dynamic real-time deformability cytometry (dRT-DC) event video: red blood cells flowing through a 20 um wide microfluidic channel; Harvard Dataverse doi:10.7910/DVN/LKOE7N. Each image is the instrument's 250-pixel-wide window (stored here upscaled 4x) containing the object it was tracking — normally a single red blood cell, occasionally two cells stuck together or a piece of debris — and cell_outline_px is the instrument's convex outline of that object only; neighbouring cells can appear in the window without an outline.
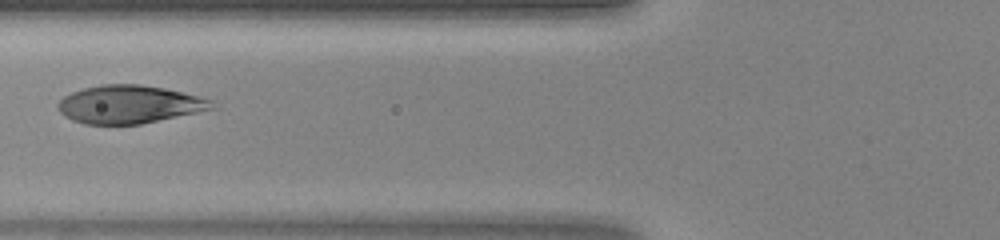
{"species": "human", "species_latin": "Homo sapiens", "temperature_condition": "warm", "stored_images_in_passage": 43, "segment_of_instrument_passage": [2, 2], "camera_frame_rate_fps": 3000, "um_per_image_px": 0.085, "donor": {"sex": "female"}, "frame": {"image": 1, "passage_image": 16, "time_ms": 5.0, "image_size_px": [1000, 240], "cell_outline_px": [[216, 108], [140, 124], [84, 124], [72, 120], [64, 116], [56, 108], [56, 104], [64, 96], [72, 92], [84, 88], [100, 84], [140, 84], [164, 88], [212, 100]], "centroid_in_image_um": [10.93, 8.87], "position_along_channel_um": 114.9, "area_um2": 33.99}}
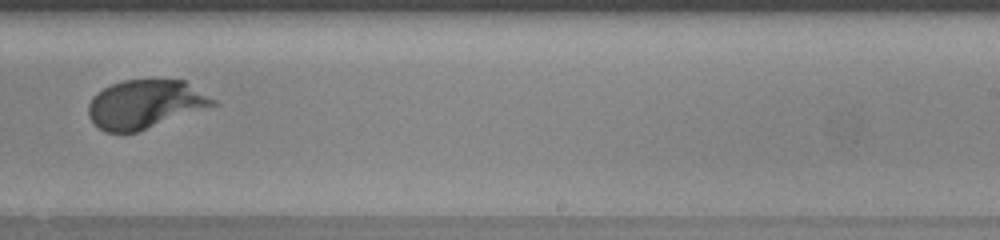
{"frame": {"image": 2, "passage_image": 27, "time_ms": 8.667, "image_size_px": [1000, 240], "cell_outline_px": [[220, 104], [136, 132], [104, 132], [92, 124], [88, 116], [88, 104], [92, 96], [96, 92], [112, 84], [124, 80], [184, 80], [216, 100]], "centroid_in_image_um": [12.31, 8.86], "position_along_channel_um": 276.7, "area_um2": 35.37}}